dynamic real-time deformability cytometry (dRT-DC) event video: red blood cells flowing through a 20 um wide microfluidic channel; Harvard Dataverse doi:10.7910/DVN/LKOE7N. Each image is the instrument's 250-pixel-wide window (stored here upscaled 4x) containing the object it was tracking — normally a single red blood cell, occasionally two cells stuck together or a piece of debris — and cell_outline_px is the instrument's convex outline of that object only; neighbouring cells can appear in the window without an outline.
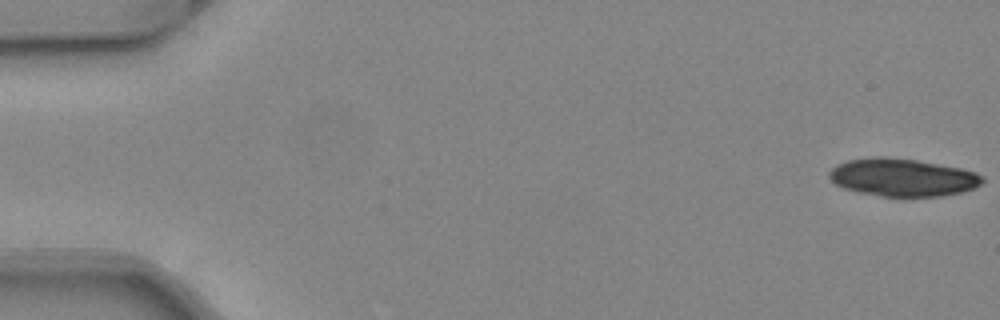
{"species": "common noctule bat (a hibernating species)", "species_latin": "Nyctalus noctula", "temperature_condition": "warm", "stored_images_in_passage": 19, "camera_frame_rate_fps": 3000, "um_per_image_px": 0.085, "animal": {"sex": "female", "body_mass_g": 24.6, "forearm_length_mm": 56.2}, "frame": {"image": 1, "passage_image": 1, "time_ms": 0.0, "image_size_px": [1000, 320], "cell_outline_px": [[984, 180], [980, 184], [972, 188], [960, 192], [940, 196], [880, 196], [860, 192], [844, 188], [836, 184], [828, 176], [828, 172], [836, 164], [848, 160], [872, 156], [884, 156], [916, 160], [960, 168], [976, 172], [984, 176]], "centroid_in_image_um": [76.69, 15.06], "position_along_channel_um": 8.3, "area_um2": 33.58}}